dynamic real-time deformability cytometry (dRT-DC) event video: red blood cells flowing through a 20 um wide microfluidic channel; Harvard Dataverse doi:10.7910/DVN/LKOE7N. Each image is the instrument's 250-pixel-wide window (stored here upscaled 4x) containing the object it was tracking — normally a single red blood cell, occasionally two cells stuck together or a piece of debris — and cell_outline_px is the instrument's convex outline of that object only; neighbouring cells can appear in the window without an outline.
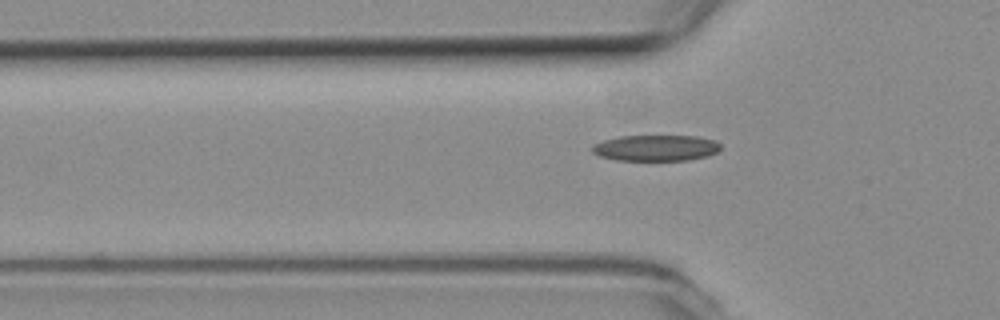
{"species": "common noctule bat (a hibernating species)", "species_latin": "Nyctalus noctula", "temperature_condition": "room temperature", "stored_images_in_passage": 38, "camera_frame_rate_fps": 3000, "um_per_image_px": 0.085, "animal": {"sex": "female", "body_mass_g": 19.3, "forearm_length_mm": 54.1}, "frame": {"image": 1, "passage_image": 7, "time_ms": 2.0, "image_size_px": [1000, 320], "cell_outline_px": [[720, 148], [716, 152], [708, 156], [688, 160], [616, 160], [600, 156], [592, 152], [592, 144], [604, 140], [620, 136], [696, 136], [716, 140], [720, 144]], "centroid_in_image_um": [55.75, 12.57], "position_along_channel_um": 70.1, "area_um2": 19.48}}
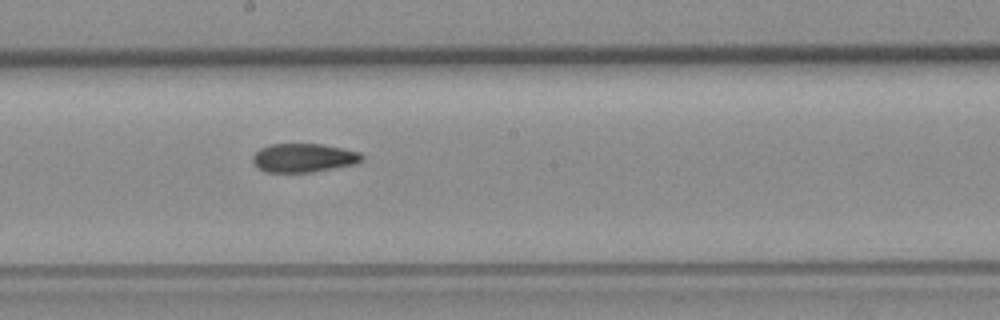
{"frame": {"image": 2, "passage_image": 19, "time_ms": 6.0, "image_size_px": [1000, 320], "cell_outline_px": [[364, 160], [352, 164], [312, 172], [264, 172], [252, 160], [252, 156], [260, 148], [272, 144], [320, 144], [360, 152], [364, 156]], "centroid_in_image_um": [25.8, 13.41], "position_along_channel_um": 222.4, "area_um2": 18.03}}
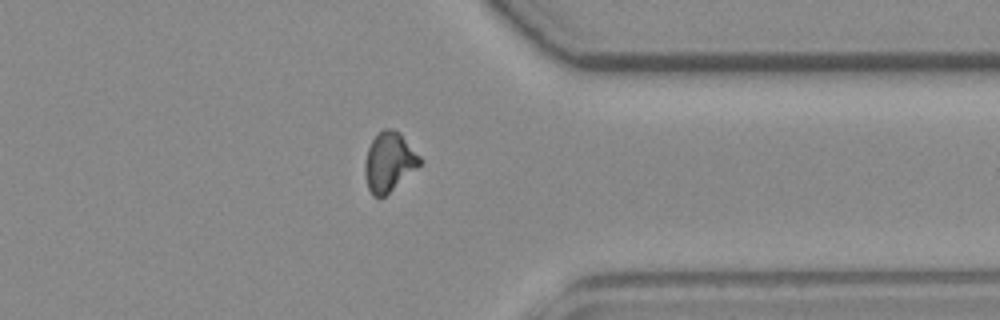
{"frame": {"image": 3, "passage_image": 32, "time_ms": 10.333, "image_size_px": [1000, 320], "cell_outline_px": [[424, 160], [416, 168], [384, 196], [372, 196], [368, 188], [364, 172], [364, 164], [368, 148], [372, 140], [384, 128], [392, 128], [400, 132]], "centroid_in_image_um": [33.07, 13.73], "position_along_channel_um": 378.3, "area_um2": 18.79}, "authors_computed_cell_mechanics": {"area_um2": 18.785, "velocity_mm_per_s": 3.7854, "shape_relaxation_time_tau1_ms": null, "shape_relaxation_time_tau2_ms": 2.9276, "deformation_change_tau1": null, "deformation_change_tau2": 0.0919}}